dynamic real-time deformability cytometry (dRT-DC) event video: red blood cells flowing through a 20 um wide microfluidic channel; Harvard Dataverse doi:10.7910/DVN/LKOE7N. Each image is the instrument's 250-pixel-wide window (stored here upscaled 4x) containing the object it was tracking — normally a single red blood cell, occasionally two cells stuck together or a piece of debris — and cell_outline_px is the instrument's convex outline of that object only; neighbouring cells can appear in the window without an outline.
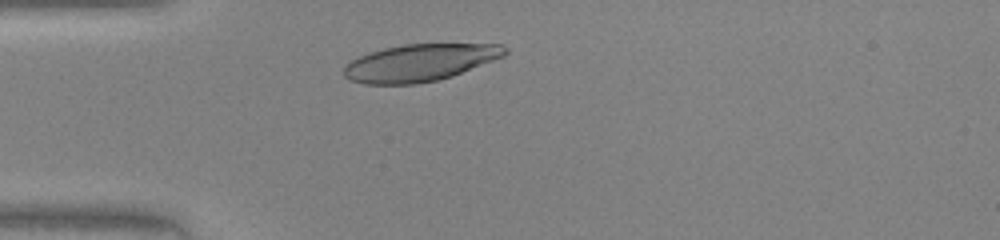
{"species": "human", "species_latin": "Homo sapiens", "temperature_condition": "warm", "stored_images_in_passage": 30, "camera_frame_rate_fps": 3000, "um_per_image_px": 0.085, "donor": {"sex": "female"}, "frame": {"image": 1, "passage_image": 5, "time_ms": 1.333, "image_size_px": [1000, 240], "cell_outline_px": [[508, 52], [504, 56], [452, 76], [436, 80], [416, 84], [364, 84], [348, 80], [344, 76], [344, 68], [352, 60], [360, 56], [384, 48], [404, 44], [500, 44], [508, 48]], "centroid_in_image_um": [35.69, 5.33], "position_along_channel_um": 49.3, "area_um2": 34.62}}